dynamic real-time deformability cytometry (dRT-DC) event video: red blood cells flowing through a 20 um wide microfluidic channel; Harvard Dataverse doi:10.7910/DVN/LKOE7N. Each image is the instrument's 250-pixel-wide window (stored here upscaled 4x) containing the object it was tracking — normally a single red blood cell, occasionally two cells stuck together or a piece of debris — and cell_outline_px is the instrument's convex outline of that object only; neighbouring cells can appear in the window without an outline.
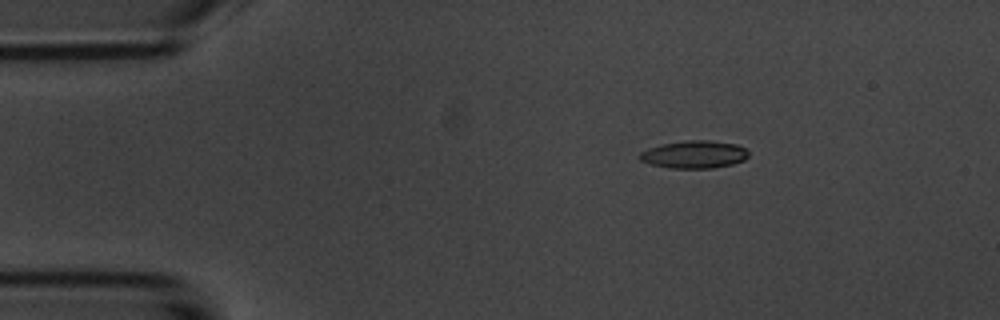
{"species": "common noctule bat (a hibernating species)", "species_latin": "Nyctalus noctula", "temperature_condition": "room temperature", "stored_images_in_passage": 46, "camera_frame_rate_fps": 3000, "um_per_image_px": 0.085, "animal": {"sex": "male", "body_mass_g": 20.1, "forearm_length_mm": 53.5}, "frame": {"image": 1, "passage_image": 1, "time_ms": 0.0, "image_size_px": [1000, 320], "cell_outline_px": [[748, 156], [744, 160], [732, 164], [712, 168], [668, 168], [648, 164], [640, 160], [636, 156], [640, 152], [648, 148], [664, 144], [688, 140], [708, 140], [736, 144], [748, 148]], "centroid_in_image_um": [58.99, 13.13], "position_along_channel_um": 26.0, "area_um2": 17.69}}
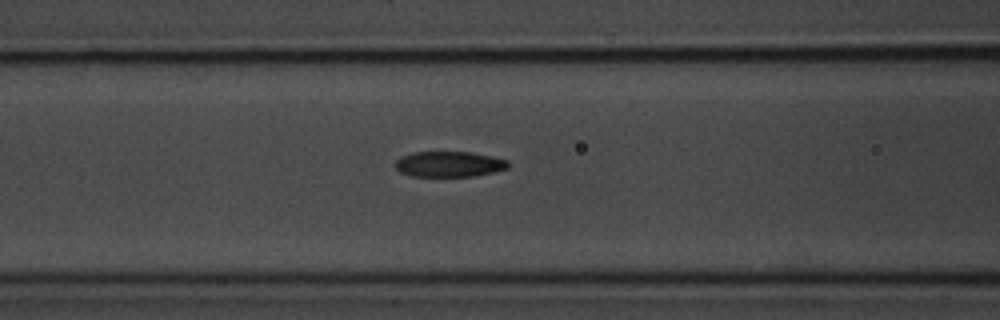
{"frame": {"image": 2, "passage_image": 14, "time_ms": 4.333, "image_size_px": [1000, 320], "cell_outline_px": [[512, 164], [508, 168], [492, 172], [472, 176], [412, 176], [400, 172], [396, 168], [396, 160], [400, 156], [412, 152], [472, 152], [492, 156], [508, 160]], "centroid_in_image_um": [38.19, 13.94], "position_along_channel_um": 128.4, "area_um2": 16.88}}
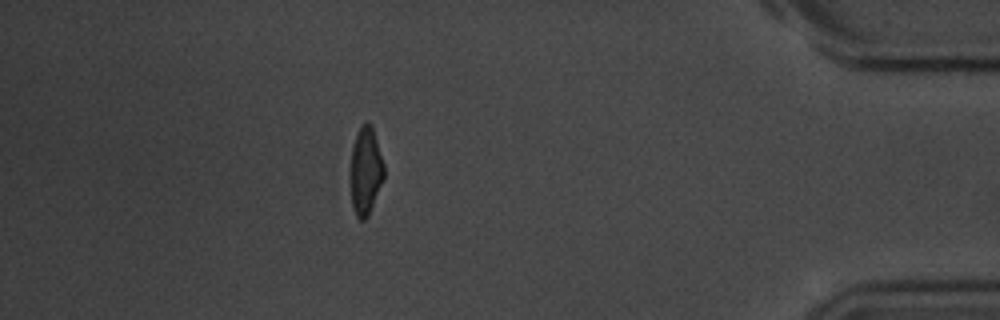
{"frame": {"image": 3, "passage_image": 40, "time_ms": 13.0, "image_size_px": [1000, 320], "cell_outline_px": [[384, 180], [368, 216], [364, 220], [360, 220], [356, 216], [352, 204], [352, 148], [360, 124], [364, 120], [368, 120], [372, 124], [384, 164]], "centroid_in_image_um": [31.12, 14.47], "position_along_channel_um": 404.1, "area_um2": 17.05}, "authors_computed_cell_mechanics": {"area_um2": 17.5134, "velocity_mm_per_s": 3.7209, "shape_relaxation_time_tau1_ms": 3.6297, "shape_relaxation_time_tau2_ms": 2.5414, "deformation_change_tau1": 0.1457, "deformation_change_tau2": 0.1007}}